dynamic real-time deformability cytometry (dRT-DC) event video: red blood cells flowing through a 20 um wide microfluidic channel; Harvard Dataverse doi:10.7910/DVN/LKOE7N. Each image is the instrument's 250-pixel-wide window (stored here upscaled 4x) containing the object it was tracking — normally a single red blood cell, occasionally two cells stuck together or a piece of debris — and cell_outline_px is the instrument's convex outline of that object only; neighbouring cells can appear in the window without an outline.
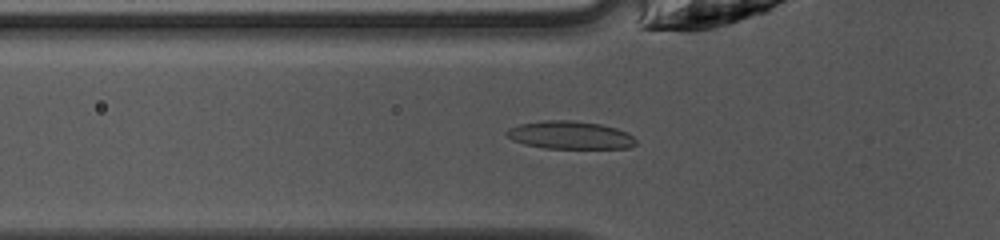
{"species": "common noctule bat (a hibernating species)", "species_latin": "Nyctalus noctula", "temperature_condition": "warm", "stored_images_in_passage": 47, "camera_frame_rate_fps": 3000, "um_per_image_px": 0.085, "animal": {"sex": "female", "body_mass_g": 10.0, "forearm_length_mm": 53.1}, "frame": {"image": 1, "passage_image": 16, "time_ms": 5.0, "image_size_px": [1000, 240], "cell_outline_px": [[636, 144], [628, 148], [544, 148], [524, 144], [512, 140], [504, 132], [508, 128], [520, 124], [544, 120], [572, 120], [600, 124], [616, 128], [628, 132], [636, 140]], "centroid_in_image_um": [48.45, 11.48], "position_along_channel_um": 77.4, "area_um2": 21.04}}
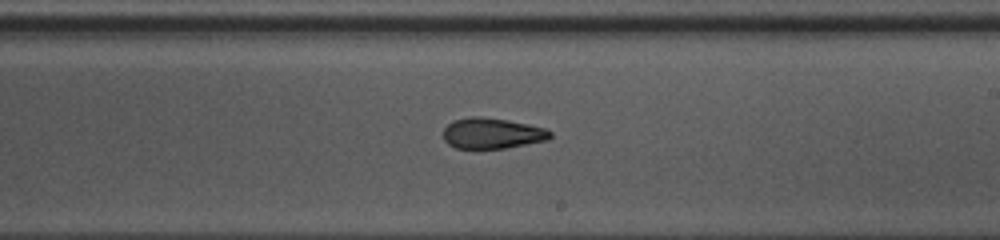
{"frame": {"image": 2, "passage_image": 28, "time_ms": 9.0, "image_size_px": [1000, 240], "cell_outline_px": [[552, 136], [548, 140], [504, 148], [456, 148], [448, 144], [444, 140], [444, 128], [452, 120], [468, 116], [480, 116], [508, 120], [528, 124], [544, 128], [552, 132]], "centroid_in_image_um": [41.81, 11.32], "position_along_channel_um": 247.2, "area_um2": 19.19}}
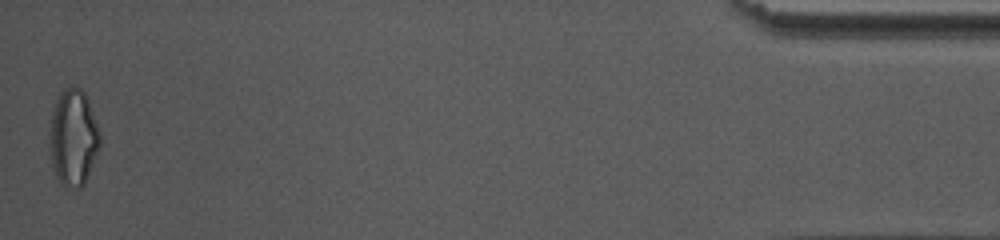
{"frame": {"image": 3, "passage_image": 47, "time_ms": 15.333, "image_size_px": [1000, 240], "cell_outline_px": [[100, 144], [84, 184], [80, 188], [64, 188], [60, 184], [56, 176], [52, 164], [52, 112], [60, 92], [64, 88], [80, 88], [84, 92], [100, 132]], "centroid_in_image_um": [6.25, 11.74], "position_along_channel_um": 428.9, "area_um2": 27.34}, "authors_computed_cell_mechanics": {"area_um2": 19.652, "velocity_mm_per_s": 4.2123, "shape_relaxation_time_tau1_ms": 6.8283, "shape_relaxation_time_tau2_ms": 3.2304, "deformation_change_tau1": 0.2171, "deformation_change_tau2": 0.0869}}